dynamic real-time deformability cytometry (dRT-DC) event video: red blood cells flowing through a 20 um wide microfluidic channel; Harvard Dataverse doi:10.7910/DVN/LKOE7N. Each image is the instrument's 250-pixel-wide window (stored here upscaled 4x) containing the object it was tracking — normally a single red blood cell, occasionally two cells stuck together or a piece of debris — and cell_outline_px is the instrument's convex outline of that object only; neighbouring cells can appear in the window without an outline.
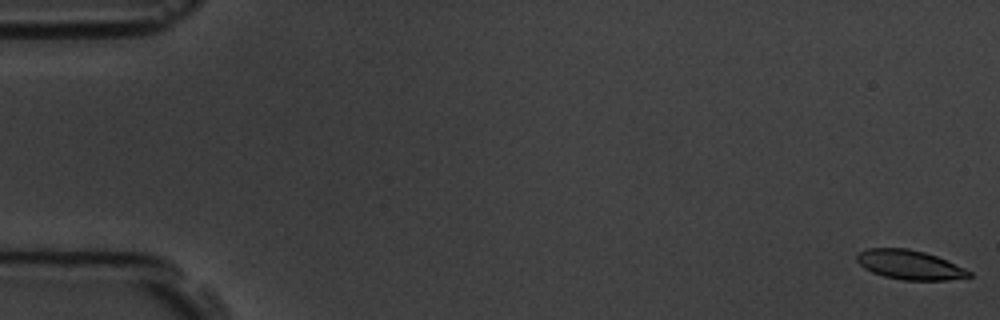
{"species": "common noctule bat (a hibernating species)", "species_latin": "Nyctalus noctula", "temperature_condition": "room temperature", "stored_images_in_passage": 10, "camera_frame_rate_fps": 3000, "um_per_image_px": 0.085, "animal": {"sex": "male", "body_mass_g": 19.5, "forearm_length_mm": 54.6}, "frame": {"image": 1, "passage_image": 1, "time_ms": 0.0, "image_size_px": [1000, 320], "cell_outline_px": [[972, 276], [948, 280], [904, 280], [884, 276], [872, 272], [864, 268], [856, 260], [856, 256], [860, 252], [868, 248], [908, 248], [924, 252], [936, 256], [964, 268], [972, 272]], "centroid_in_image_um": [77.31, 22.51], "position_along_channel_um": 7.7, "area_um2": 19.02}}
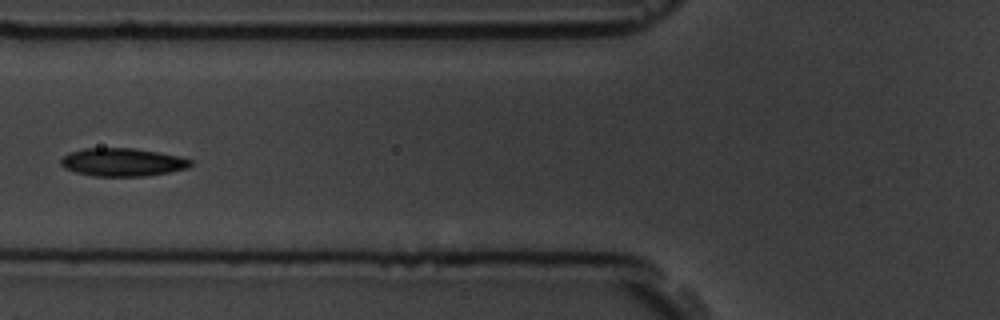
{"frame": {"image": 2, "passage_image": 7, "time_ms": 7.0, "image_size_px": [1000, 320], "cell_outline_px": [[192, 164], [188, 168], [168, 172], [144, 176], [92, 176], [76, 172], [64, 168], [60, 164], [60, 160], [68, 152], [84, 148], [132, 148], [160, 152], [180, 156], [192, 160]], "centroid_in_image_um": [10.4, 13.78], "position_along_channel_um": 115.4, "area_um2": 21.33}}
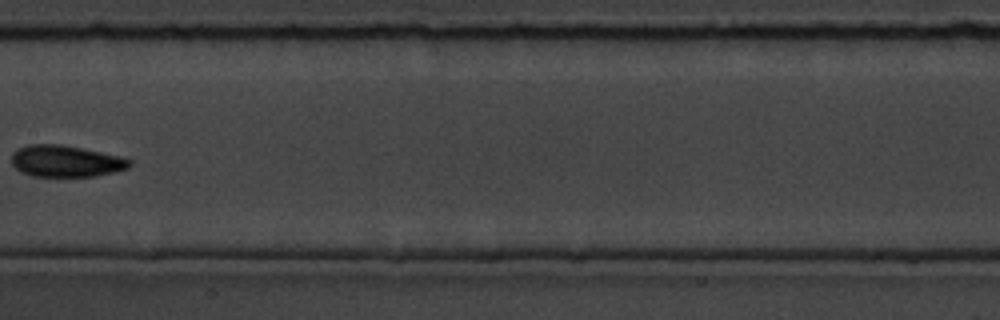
{"frame": {"image": 3, "passage_image": 9, "time_ms": 9.333, "image_size_px": [1000, 320], "cell_outline_px": [[132, 164], [128, 168], [116, 172], [96, 176], [32, 176], [20, 172], [12, 164], [12, 152], [16, 148], [28, 144], [60, 144], [120, 156], [132, 160]], "centroid_in_image_um": [5.58, 13.7], "position_along_channel_um": 201.8, "area_um2": 21.85}}